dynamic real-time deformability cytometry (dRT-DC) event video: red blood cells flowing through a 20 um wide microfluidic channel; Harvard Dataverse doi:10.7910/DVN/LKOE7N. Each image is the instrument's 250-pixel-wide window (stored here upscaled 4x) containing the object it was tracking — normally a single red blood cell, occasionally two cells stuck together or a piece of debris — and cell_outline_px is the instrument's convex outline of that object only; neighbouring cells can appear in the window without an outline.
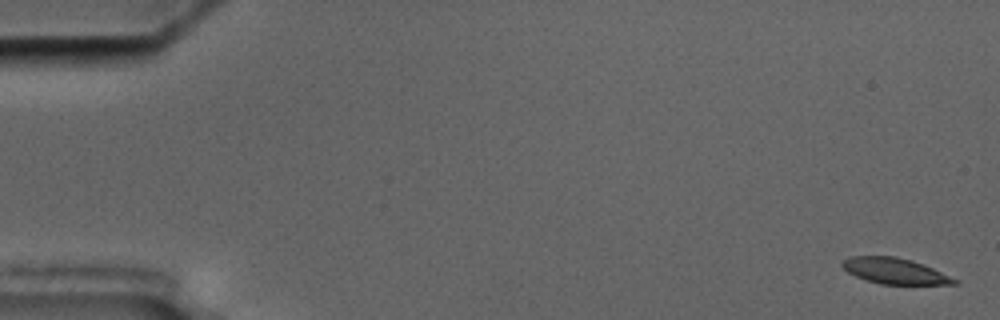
{"species": "common noctule bat (a hibernating species)", "species_latin": "Nyctalus noctula", "temperature_condition": "cold", "stored_images_in_passage": 15, "camera_frame_rate_fps": 3000, "um_per_image_px": 0.085, "animal": {"sex": "male", "body_mass_g": 17.5, "forearm_length_mm": 52.3}, "frame": {"image": 1, "passage_image": 1, "time_ms": 0.0, "image_size_px": [1000, 320], "cell_outline_px": [[960, 284], [880, 284], [856, 276], [848, 272], [840, 264], [848, 256], [896, 256], [912, 260], [924, 264], [960, 280]], "centroid_in_image_um": [76.1, 23.03], "position_along_channel_um": 8.9, "area_um2": 16.94}}
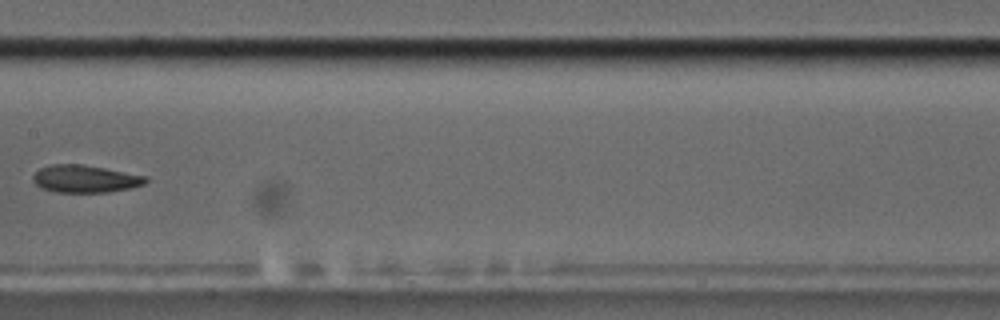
{"frame": {"image": 2, "passage_image": 8, "time_ms": 9.667, "image_size_px": [1000, 320], "cell_outline_px": [[148, 180], [144, 184], [132, 188], [108, 192], [56, 192], [40, 188], [32, 180], [32, 176], [40, 168], [52, 164], [80, 164], [104, 168], [148, 176]], "centroid_in_image_um": [7.24, 15.2], "position_along_channel_um": 200.2, "area_um2": 18.09}}
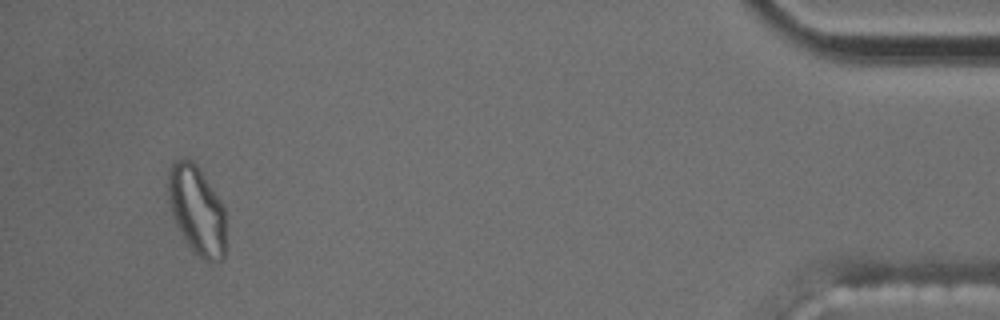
{"frame": {"image": 3, "passage_image": 14, "time_ms": 18.0, "image_size_px": [1000, 320], "cell_outline_px": [[228, 244], [224, 260], [204, 260], [188, 244], [176, 224], [172, 216], [168, 200], [168, 168], [172, 160], [184, 156], [192, 160], [196, 164], [220, 200], [224, 208]], "centroid_in_image_um": [16.75, 17.84], "position_along_channel_um": 418.5, "area_um2": 30.4}, "authors_computed_cell_mechanics": {"area_um2": 18.5538, "velocity_mm_per_s": 3.4678, "shape_relaxation_time_tau1_ms": null, "shape_relaxation_time_tau2_ms": 5.815, "deformation_change_tau1": null, "deformation_change_tau2": 0.117}}